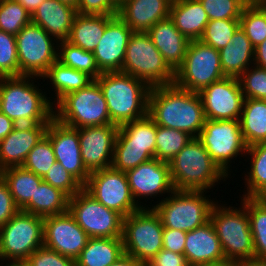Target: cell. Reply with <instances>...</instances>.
Masks as SVG:
<instances>
[{"mask_svg":"<svg viewBox=\"0 0 266 266\" xmlns=\"http://www.w3.org/2000/svg\"><path fill=\"white\" fill-rule=\"evenodd\" d=\"M148 33L164 60L175 71L183 63L190 40L176 28L170 16L159 20Z\"/></svg>","mask_w":266,"mask_h":266,"instance_id":"484cf974","label":"cell"},{"mask_svg":"<svg viewBox=\"0 0 266 266\" xmlns=\"http://www.w3.org/2000/svg\"><path fill=\"white\" fill-rule=\"evenodd\" d=\"M54 106V118L74 129L112 124L107 102L96 80L85 88L66 94Z\"/></svg>","mask_w":266,"mask_h":266,"instance_id":"52a82bcc","label":"cell"},{"mask_svg":"<svg viewBox=\"0 0 266 266\" xmlns=\"http://www.w3.org/2000/svg\"><path fill=\"white\" fill-rule=\"evenodd\" d=\"M224 77L219 50L200 40H191L183 63L175 70L174 84L187 91L199 93Z\"/></svg>","mask_w":266,"mask_h":266,"instance_id":"30bf717a","label":"cell"},{"mask_svg":"<svg viewBox=\"0 0 266 266\" xmlns=\"http://www.w3.org/2000/svg\"><path fill=\"white\" fill-rule=\"evenodd\" d=\"M148 115L158 126L184 131L198 138L206 117L198 93L174 83L150 88Z\"/></svg>","mask_w":266,"mask_h":266,"instance_id":"6da1fadb","label":"cell"},{"mask_svg":"<svg viewBox=\"0 0 266 266\" xmlns=\"http://www.w3.org/2000/svg\"><path fill=\"white\" fill-rule=\"evenodd\" d=\"M239 27V20H209L199 40L214 49L220 50L228 45Z\"/></svg>","mask_w":266,"mask_h":266,"instance_id":"b9f144b4","label":"cell"},{"mask_svg":"<svg viewBox=\"0 0 266 266\" xmlns=\"http://www.w3.org/2000/svg\"><path fill=\"white\" fill-rule=\"evenodd\" d=\"M48 78L54 88L56 98L52 104H56L66 95L82 88L87 87L94 79L88 74L76 69L62 65L60 62H54L48 71L41 77Z\"/></svg>","mask_w":266,"mask_h":266,"instance_id":"d6a6232c","label":"cell"},{"mask_svg":"<svg viewBox=\"0 0 266 266\" xmlns=\"http://www.w3.org/2000/svg\"><path fill=\"white\" fill-rule=\"evenodd\" d=\"M83 188L124 218L141 209L132 196L126 173L112 167L91 172Z\"/></svg>","mask_w":266,"mask_h":266,"instance_id":"9a60e30c","label":"cell"},{"mask_svg":"<svg viewBox=\"0 0 266 266\" xmlns=\"http://www.w3.org/2000/svg\"><path fill=\"white\" fill-rule=\"evenodd\" d=\"M55 162L57 161L52 144L44 136L28 153L22 167L35 173L37 176L44 177Z\"/></svg>","mask_w":266,"mask_h":266,"instance_id":"7bdbcfd3","label":"cell"},{"mask_svg":"<svg viewBox=\"0 0 266 266\" xmlns=\"http://www.w3.org/2000/svg\"><path fill=\"white\" fill-rule=\"evenodd\" d=\"M209 20H239L244 7L253 0H199Z\"/></svg>","mask_w":266,"mask_h":266,"instance_id":"ee69618b","label":"cell"},{"mask_svg":"<svg viewBox=\"0 0 266 266\" xmlns=\"http://www.w3.org/2000/svg\"><path fill=\"white\" fill-rule=\"evenodd\" d=\"M43 181L60 189L69 198L73 197L83 188V185L58 162H55L50 167L48 173L43 177Z\"/></svg>","mask_w":266,"mask_h":266,"instance_id":"c3c4849f","label":"cell"},{"mask_svg":"<svg viewBox=\"0 0 266 266\" xmlns=\"http://www.w3.org/2000/svg\"><path fill=\"white\" fill-rule=\"evenodd\" d=\"M168 164L174 190L208 191L220 180L228 179L198 138H193Z\"/></svg>","mask_w":266,"mask_h":266,"instance_id":"277c9868","label":"cell"},{"mask_svg":"<svg viewBox=\"0 0 266 266\" xmlns=\"http://www.w3.org/2000/svg\"><path fill=\"white\" fill-rule=\"evenodd\" d=\"M153 158L147 147L115 146L111 167L126 172Z\"/></svg>","mask_w":266,"mask_h":266,"instance_id":"f6af8a7d","label":"cell"},{"mask_svg":"<svg viewBox=\"0 0 266 266\" xmlns=\"http://www.w3.org/2000/svg\"><path fill=\"white\" fill-rule=\"evenodd\" d=\"M214 204L210 213L216 235L221 243L225 260L236 264L254 258V246L247 209Z\"/></svg>","mask_w":266,"mask_h":266,"instance_id":"5b68a950","label":"cell"},{"mask_svg":"<svg viewBox=\"0 0 266 266\" xmlns=\"http://www.w3.org/2000/svg\"><path fill=\"white\" fill-rule=\"evenodd\" d=\"M126 176L134 200L140 208H151V205L141 204L142 198L149 199L159 197L174 191L171 181L169 164L153 158L141 163L136 168L127 170ZM140 199H139V198ZM150 206V207H148Z\"/></svg>","mask_w":266,"mask_h":266,"instance_id":"ac0fdd59","label":"cell"},{"mask_svg":"<svg viewBox=\"0 0 266 266\" xmlns=\"http://www.w3.org/2000/svg\"><path fill=\"white\" fill-rule=\"evenodd\" d=\"M122 237L89 238L80 256L75 260L76 266H110L124 255Z\"/></svg>","mask_w":266,"mask_h":266,"instance_id":"f546056e","label":"cell"},{"mask_svg":"<svg viewBox=\"0 0 266 266\" xmlns=\"http://www.w3.org/2000/svg\"><path fill=\"white\" fill-rule=\"evenodd\" d=\"M118 130L114 124L78 129L82 161L90 173L111 167Z\"/></svg>","mask_w":266,"mask_h":266,"instance_id":"d6986e66","label":"cell"},{"mask_svg":"<svg viewBox=\"0 0 266 266\" xmlns=\"http://www.w3.org/2000/svg\"><path fill=\"white\" fill-rule=\"evenodd\" d=\"M254 65L266 69V39L255 47Z\"/></svg>","mask_w":266,"mask_h":266,"instance_id":"11a10c76","label":"cell"},{"mask_svg":"<svg viewBox=\"0 0 266 266\" xmlns=\"http://www.w3.org/2000/svg\"><path fill=\"white\" fill-rule=\"evenodd\" d=\"M157 125L147 114L145 117L119 126L115 146L147 147L155 158Z\"/></svg>","mask_w":266,"mask_h":266,"instance_id":"1f68e13d","label":"cell"},{"mask_svg":"<svg viewBox=\"0 0 266 266\" xmlns=\"http://www.w3.org/2000/svg\"><path fill=\"white\" fill-rule=\"evenodd\" d=\"M57 61L64 66L88 74L94 80L102 74L97 67L93 52L83 50L67 40L58 42Z\"/></svg>","mask_w":266,"mask_h":266,"instance_id":"74e56055","label":"cell"},{"mask_svg":"<svg viewBox=\"0 0 266 266\" xmlns=\"http://www.w3.org/2000/svg\"><path fill=\"white\" fill-rule=\"evenodd\" d=\"M208 120H239L244 95L238 78L224 77L198 93Z\"/></svg>","mask_w":266,"mask_h":266,"instance_id":"2e32d148","label":"cell"},{"mask_svg":"<svg viewBox=\"0 0 266 266\" xmlns=\"http://www.w3.org/2000/svg\"><path fill=\"white\" fill-rule=\"evenodd\" d=\"M115 16L78 13L73 21L68 42L93 52L104 34L106 25Z\"/></svg>","mask_w":266,"mask_h":266,"instance_id":"f1b7e54d","label":"cell"},{"mask_svg":"<svg viewBox=\"0 0 266 266\" xmlns=\"http://www.w3.org/2000/svg\"><path fill=\"white\" fill-rule=\"evenodd\" d=\"M186 236L187 232L185 231L164 228L162 237L163 249L183 254Z\"/></svg>","mask_w":266,"mask_h":266,"instance_id":"f5cc1de1","label":"cell"},{"mask_svg":"<svg viewBox=\"0 0 266 266\" xmlns=\"http://www.w3.org/2000/svg\"><path fill=\"white\" fill-rule=\"evenodd\" d=\"M260 7L266 9V0H254Z\"/></svg>","mask_w":266,"mask_h":266,"instance_id":"e7e4bbea","label":"cell"},{"mask_svg":"<svg viewBox=\"0 0 266 266\" xmlns=\"http://www.w3.org/2000/svg\"><path fill=\"white\" fill-rule=\"evenodd\" d=\"M145 266H189L184 254L160 250Z\"/></svg>","mask_w":266,"mask_h":266,"instance_id":"db71d44e","label":"cell"},{"mask_svg":"<svg viewBox=\"0 0 266 266\" xmlns=\"http://www.w3.org/2000/svg\"><path fill=\"white\" fill-rule=\"evenodd\" d=\"M68 201L64 192L42 181L34 198L21 211L41 217L59 215L68 211Z\"/></svg>","mask_w":266,"mask_h":266,"instance_id":"e575fe53","label":"cell"},{"mask_svg":"<svg viewBox=\"0 0 266 266\" xmlns=\"http://www.w3.org/2000/svg\"><path fill=\"white\" fill-rule=\"evenodd\" d=\"M2 265L0 266H30L26 260H8L6 265H3L4 261H0Z\"/></svg>","mask_w":266,"mask_h":266,"instance_id":"94428289","label":"cell"},{"mask_svg":"<svg viewBox=\"0 0 266 266\" xmlns=\"http://www.w3.org/2000/svg\"><path fill=\"white\" fill-rule=\"evenodd\" d=\"M31 23V14L16 0H0V30L17 35Z\"/></svg>","mask_w":266,"mask_h":266,"instance_id":"60d3db41","label":"cell"},{"mask_svg":"<svg viewBox=\"0 0 266 266\" xmlns=\"http://www.w3.org/2000/svg\"><path fill=\"white\" fill-rule=\"evenodd\" d=\"M15 38L19 76L41 78L57 61L58 42L40 26L31 22L15 35Z\"/></svg>","mask_w":266,"mask_h":266,"instance_id":"4fadbf2b","label":"cell"},{"mask_svg":"<svg viewBox=\"0 0 266 266\" xmlns=\"http://www.w3.org/2000/svg\"><path fill=\"white\" fill-rule=\"evenodd\" d=\"M239 122L247 147L266 142V100L245 98Z\"/></svg>","mask_w":266,"mask_h":266,"instance_id":"4dcf8cb0","label":"cell"},{"mask_svg":"<svg viewBox=\"0 0 266 266\" xmlns=\"http://www.w3.org/2000/svg\"><path fill=\"white\" fill-rule=\"evenodd\" d=\"M121 72L139 78L150 88L173 84L175 77L148 32L132 33Z\"/></svg>","mask_w":266,"mask_h":266,"instance_id":"ba28073f","label":"cell"},{"mask_svg":"<svg viewBox=\"0 0 266 266\" xmlns=\"http://www.w3.org/2000/svg\"><path fill=\"white\" fill-rule=\"evenodd\" d=\"M133 31L117 15L107 25L98 46L93 51L101 73L122 70L127 44Z\"/></svg>","mask_w":266,"mask_h":266,"instance_id":"44dd1931","label":"cell"},{"mask_svg":"<svg viewBox=\"0 0 266 266\" xmlns=\"http://www.w3.org/2000/svg\"><path fill=\"white\" fill-rule=\"evenodd\" d=\"M163 225L153 208H141L123 219L124 253L146 265L163 249Z\"/></svg>","mask_w":266,"mask_h":266,"instance_id":"9c48e42d","label":"cell"},{"mask_svg":"<svg viewBox=\"0 0 266 266\" xmlns=\"http://www.w3.org/2000/svg\"><path fill=\"white\" fill-rule=\"evenodd\" d=\"M206 193L174 190L152 208L159 215L164 228L189 232L210 221L211 210L217 201L209 199Z\"/></svg>","mask_w":266,"mask_h":266,"instance_id":"8992f818","label":"cell"},{"mask_svg":"<svg viewBox=\"0 0 266 266\" xmlns=\"http://www.w3.org/2000/svg\"><path fill=\"white\" fill-rule=\"evenodd\" d=\"M96 81L107 102L112 124L121 126L148 114L150 87L144 81L121 71L102 73Z\"/></svg>","mask_w":266,"mask_h":266,"instance_id":"3957f363","label":"cell"},{"mask_svg":"<svg viewBox=\"0 0 266 266\" xmlns=\"http://www.w3.org/2000/svg\"><path fill=\"white\" fill-rule=\"evenodd\" d=\"M35 78L39 79L25 75L0 77V112L17 125L49 124L54 118L52 100L34 85Z\"/></svg>","mask_w":266,"mask_h":266,"instance_id":"7a4b0ae2","label":"cell"},{"mask_svg":"<svg viewBox=\"0 0 266 266\" xmlns=\"http://www.w3.org/2000/svg\"><path fill=\"white\" fill-rule=\"evenodd\" d=\"M26 261L30 266H76L74 259L44 245L36 249Z\"/></svg>","mask_w":266,"mask_h":266,"instance_id":"681fc988","label":"cell"},{"mask_svg":"<svg viewBox=\"0 0 266 266\" xmlns=\"http://www.w3.org/2000/svg\"><path fill=\"white\" fill-rule=\"evenodd\" d=\"M118 6L124 1V0H113Z\"/></svg>","mask_w":266,"mask_h":266,"instance_id":"03108f58","label":"cell"},{"mask_svg":"<svg viewBox=\"0 0 266 266\" xmlns=\"http://www.w3.org/2000/svg\"><path fill=\"white\" fill-rule=\"evenodd\" d=\"M45 136L52 144L56 161L84 186L90 172L82 161L78 129L65 126L53 118Z\"/></svg>","mask_w":266,"mask_h":266,"instance_id":"ffe728a7","label":"cell"},{"mask_svg":"<svg viewBox=\"0 0 266 266\" xmlns=\"http://www.w3.org/2000/svg\"><path fill=\"white\" fill-rule=\"evenodd\" d=\"M110 266H145V265L137 261L132 256L124 254L114 264H111Z\"/></svg>","mask_w":266,"mask_h":266,"instance_id":"6f0895ef","label":"cell"},{"mask_svg":"<svg viewBox=\"0 0 266 266\" xmlns=\"http://www.w3.org/2000/svg\"><path fill=\"white\" fill-rule=\"evenodd\" d=\"M247 209L254 246V258L266 260V199L261 197H241Z\"/></svg>","mask_w":266,"mask_h":266,"instance_id":"d590c367","label":"cell"},{"mask_svg":"<svg viewBox=\"0 0 266 266\" xmlns=\"http://www.w3.org/2000/svg\"><path fill=\"white\" fill-rule=\"evenodd\" d=\"M48 125H17L0 141V171L22 166L28 153L46 135Z\"/></svg>","mask_w":266,"mask_h":266,"instance_id":"7402d4cb","label":"cell"},{"mask_svg":"<svg viewBox=\"0 0 266 266\" xmlns=\"http://www.w3.org/2000/svg\"><path fill=\"white\" fill-rule=\"evenodd\" d=\"M183 254L189 266L227 262L219 238L210 221L187 232Z\"/></svg>","mask_w":266,"mask_h":266,"instance_id":"603a6c76","label":"cell"},{"mask_svg":"<svg viewBox=\"0 0 266 266\" xmlns=\"http://www.w3.org/2000/svg\"><path fill=\"white\" fill-rule=\"evenodd\" d=\"M18 1L31 15L44 2V0H16Z\"/></svg>","mask_w":266,"mask_h":266,"instance_id":"680465c9","label":"cell"},{"mask_svg":"<svg viewBox=\"0 0 266 266\" xmlns=\"http://www.w3.org/2000/svg\"><path fill=\"white\" fill-rule=\"evenodd\" d=\"M0 176L7 183L17 207L22 210L43 181V177L25 169L22 166L11 167L0 171Z\"/></svg>","mask_w":266,"mask_h":266,"instance_id":"836d02e7","label":"cell"},{"mask_svg":"<svg viewBox=\"0 0 266 266\" xmlns=\"http://www.w3.org/2000/svg\"><path fill=\"white\" fill-rule=\"evenodd\" d=\"M195 266H234V264L230 262H222V263L213 264V265H195Z\"/></svg>","mask_w":266,"mask_h":266,"instance_id":"be15d7a7","label":"cell"},{"mask_svg":"<svg viewBox=\"0 0 266 266\" xmlns=\"http://www.w3.org/2000/svg\"><path fill=\"white\" fill-rule=\"evenodd\" d=\"M77 13L117 16L118 5L113 0H79Z\"/></svg>","mask_w":266,"mask_h":266,"instance_id":"f907efd6","label":"cell"},{"mask_svg":"<svg viewBox=\"0 0 266 266\" xmlns=\"http://www.w3.org/2000/svg\"><path fill=\"white\" fill-rule=\"evenodd\" d=\"M44 217L19 211L0 227V261L26 260L43 246Z\"/></svg>","mask_w":266,"mask_h":266,"instance_id":"8fae6325","label":"cell"},{"mask_svg":"<svg viewBox=\"0 0 266 266\" xmlns=\"http://www.w3.org/2000/svg\"><path fill=\"white\" fill-rule=\"evenodd\" d=\"M234 266H266V260L250 259L234 264Z\"/></svg>","mask_w":266,"mask_h":266,"instance_id":"91938a15","label":"cell"},{"mask_svg":"<svg viewBox=\"0 0 266 266\" xmlns=\"http://www.w3.org/2000/svg\"><path fill=\"white\" fill-rule=\"evenodd\" d=\"M69 211L44 217L43 245L76 260L89 240Z\"/></svg>","mask_w":266,"mask_h":266,"instance_id":"e0dca14e","label":"cell"},{"mask_svg":"<svg viewBox=\"0 0 266 266\" xmlns=\"http://www.w3.org/2000/svg\"><path fill=\"white\" fill-rule=\"evenodd\" d=\"M192 139L184 131L157 125L155 158L169 163Z\"/></svg>","mask_w":266,"mask_h":266,"instance_id":"f35d334b","label":"cell"},{"mask_svg":"<svg viewBox=\"0 0 266 266\" xmlns=\"http://www.w3.org/2000/svg\"><path fill=\"white\" fill-rule=\"evenodd\" d=\"M16 126L17 124L14 121L0 112V141L8 136Z\"/></svg>","mask_w":266,"mask_h":266,"instance_id":"9f6ffc18","label":"cell"},{"mask_svg":"<svg viewBox=\"0 0 266 266\" xmlns=\"http://www.w3.org/2000/svg\"><path fill=\"white\" fill-rule=\"evenodd\" d=\"M169 16L181 34L190 41L201 38L209 21L199 0H173Z\"/></svg>","mask_w":266,"mask_h":266,"instance_id":"83f0119b","label":"cell"},{"mask_svg":"<svg viewBox=\"0 0 266 266\" xmlns=\"http://www.w3.org/2000/svg\"><path fill=\"white\" fill-rule=\"evenodd\" d=\"M68 211L90 238L122 237L124 217L82 188L69 198Z\"/></svg>","mask_w":266,"mask_h":266,"instance_id":"7c38bea8","label":"cell"},{"mask_svg":"<svg viewBox=\"0 0 266 266\" xmlns=\"http://www.w3.org/2000/svg\"><path fill=\"white\" fill-rule=\"evenodd\" d=\"M19 76L15 35L0 30V77Z\"/></svg>","mask_w":266,"mask_h":266,"instance_id":"bcb514c9","label":"cell"},{"mask_svg":"<svg viewBox=\"0 0 266 266\" xmlns=\"http://www.w3.org/2000/svg\"><path fill=\"white\" fill-rule=\"evenodd\" d=\"M244 98L266 100V69L250 66L238 77Z\"/></svg>","mask_w":266,"mask_h":266,"instance_id":"7dc6e473","label":"cell"},{"mask_svg":"<svg viewBox=\"0 0 266 266\" xmlns=\"http://www.w3.org/2000/svg\"><path fill=\"white\" fill-rule=\"evenodd\" d=\"M198 139L228 177L232 160L238 155L246 156L243 154H246L247 146L243 140L239 120L206 119Z\"/></svg>","mask_w":266,"mask_h":266,"instance_id":"5bb4252c","label":"cell"},{"mask_svg":"<svg viewBox=\"0 0 266 266\" xmlns=\"http://www.w3.org/2000/svg\"><path fill=\"white\" fill-rule=\"evenodd\" d=\"M60 2L67 4L75 9L78 8V2L79 0H59Z\"/></svg>","mask_w":266,"mask_h":266,"instance_id":"6125c7cd","label":"cell"},{"mask_svg":"<svg viewBox=\"0 0 266 266\" xmlns=\"http://www.w3.org/2000/svg\"><path fill=\"white\" fill-rule=\"evenodd\" d=\"M19 211L7 183L0 176V227L9 222Z\"/></svg>","mask_w":266,"mask_h":266,"instance_id":"816d5d0a","label":"cell"},{"mask_svg":"<svg viewBox=\"0 0 266 266\" xmlns=\"http://www.w3.org/2000/svg\"><path fill=\"white\" fill-rule=\"evenodd\" d=\"M77 10L59 0H44L31 15V22L43 28L57 42L68 40Z\"/></svg>","mask_w":266,"mask_h":266,"instance_id":"d4e9b609","label":"cell"},{"mask_svg":"<svg viewBox=\"0 0 266 266\" xmlns=\"http://www.w3.org/2000/svg\"><path fill=\"white\" fill-rule=\"evenodd\" d=\"M239 22L254 48L266 39V9L254 0L244 7Z\"/></svg>","mask_w":266,"mask_h":266,"instance_id":"ab89813d","label":"cell"},{"mask_svg":"<svg viewBox=\"0 0 266 266\" xmlns=\"http://www.w3.org/2000/svg\"><path fill=\"white\" fill-rule=\"evenodd\" d=\"M173 0H124L118 16L133 32H148L159 20L170 14Z\"/></svg>","mask_w":266,"mask_h":266,"instance_id":"cb8c5ba5","label":"cell"},{"mask_svg":"<svg viewBox=\"0 0 266 266\" xmlns=\"http://www.w3.org/2000/svg\"><path fill=\"white\" fill-rule=\"evenodd\" d=\"M251 156L250 169L245 174L247 192L242 197L266 196V142L247 147L246 156Z\"/></svg>","mask_w":266,"mask_h":266,"instance_id":"8d00e7d4","label":"cell"},{"mask_svg":"<svg viewBox=\"0 0 266 266\" xmlns=\"http://www.w3.org/2000/svg\"><path fill=\"white\" fill-rule=\"evenodd\" d=\"M254 50L245 32L239 27L227 46L219 50L220 63L226 77L238 78L254 64Z\"/></svg>","mask_w":266,"mask_h":266,"instance_id":"4316f807","label":"cell"}]
</instances>
